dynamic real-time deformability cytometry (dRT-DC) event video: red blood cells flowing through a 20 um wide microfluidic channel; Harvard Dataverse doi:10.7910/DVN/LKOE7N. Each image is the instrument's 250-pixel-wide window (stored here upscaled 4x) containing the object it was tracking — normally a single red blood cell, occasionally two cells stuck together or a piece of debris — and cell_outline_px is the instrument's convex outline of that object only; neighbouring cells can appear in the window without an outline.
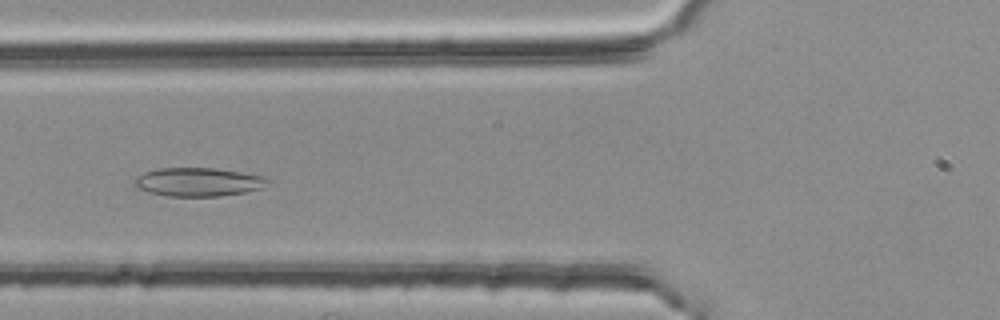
{"species": "common noctule bat (a hibernating species)", "species_latin": "Nyctalus noctula", "temperature_condition": "room temperature", "stored_images_in_passage": 38, "camera_frame_rate_fps": 3000, "um_per_image_px": 0.085, "animal": {"sex": "female", "body_mass_g": 25.1}, "frame": {"image": 1, "passage_image": 7, "time_ms": 2.0, "image_size_px": [1000, 320], "cell_outline_px": [[268, 184], [260, 188], [244, 192], [216, 196], [164, 196], [148, 192], [136, 188], [132, 184], [136, 176], [144, 172], [156, 168], [216, 168], [264, 176], [268, 180]], "centroid_in_image_um": [16.77, 15.46], "position_along_channel_um": 109.0, "area_um2": 22.25}}
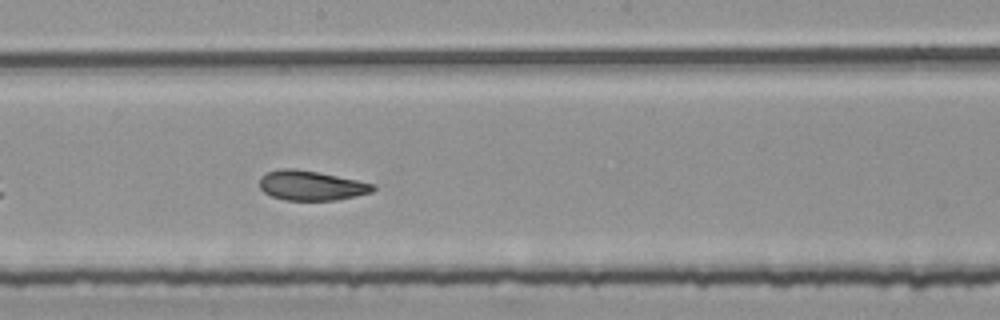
{"frame": {"image": 2, "passage_image": 16, "time_ms": 5.0, "image_size_px": [1000, 320], "cell_outline_px": [[376, 188], [372, 192], [336, 200], [284, 200], [272, 196], [264, 192], [260, 188], [260, 176], [268, 172], [284, 168], [296, 168], [376, 184]], "centroid_in_image_um": [26.44, 15.77], "position_along_channel_um": 221.8, "area_um2": 19.48}}
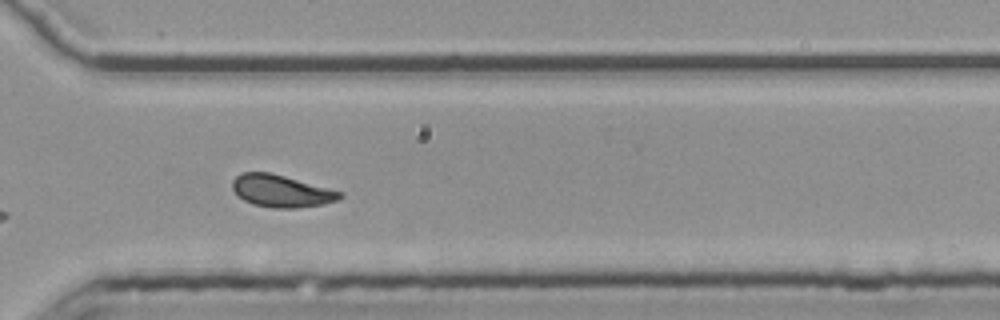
{"frame": {"image": 3, "passage_image": 26, "time_ms": 8.333, "image_size_px": [1000, 320], "cell_outline_px": [[344, 196], [336, 200], [324, 204], [296, 208], [272, 208], [252, 204], [244, 200], [232, 188], [232, 180], [236, 176], [244, 172], [268, 172], [284, 176], [344, 192]], "centroid_in_image_um": [23.92, 16.24], "position_along_channel_um": 346.7, "area_um2": 20.06}, "authors_computed_cell_mechanics": {"area_um2": 20.3456, "velocity_mm_per_s": 3.7536, "shape_relaxation_time_tau1_ms": 8.6374, "shape_relaxation_time_tau2_ms": 1.6202, "deformation_change_tau1": 0.1614, "deformation_change_tau2": 0.082}}